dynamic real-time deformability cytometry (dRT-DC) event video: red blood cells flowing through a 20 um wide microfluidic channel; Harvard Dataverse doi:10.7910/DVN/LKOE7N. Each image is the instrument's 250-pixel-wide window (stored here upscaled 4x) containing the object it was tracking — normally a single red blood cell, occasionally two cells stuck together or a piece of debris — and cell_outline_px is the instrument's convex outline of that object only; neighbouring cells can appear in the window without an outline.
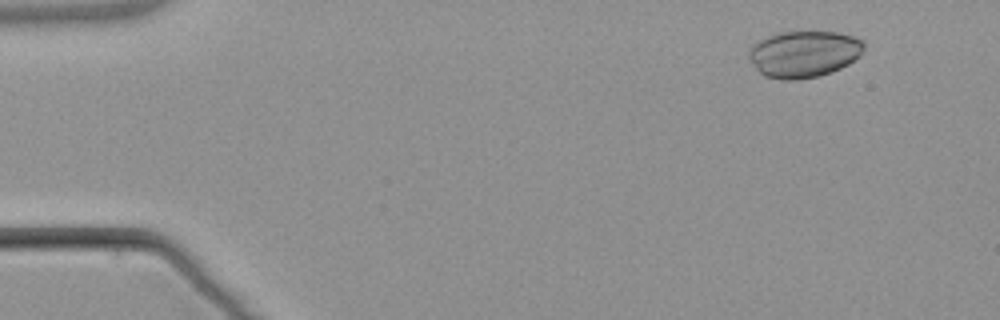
{"species": "common noctule bat (a hibernating species)", "species_latin": "Nyctalus noctula", "temperature_condition": "warm", "stored_images_in_passage": 4, "camera_frame_rate_fps": 3000, "um_per_image_px": 0.085, "animal": {"sex": "male", "body_mass_g": 21.5, "forearm_length_mm": 52.0}, "frame": {"image": 1, "passage_image": 1, "time_ms": 0.0, "image_size_px": [1000, 320], "cell_outline_px": [[864, 48], [860, 56], [848, 64], [832, 72], [816, 76], [796, 80], [784, 80], [764, 76], [756, 68], [748, 56], [748, 48], [756, 40], [780, 32], [836, 32], [852, 36], [864, 40]], "centroid_in_image_um": [68.31, 4.58], "position_along_channel_um": 16.7, "area_um2": 31.39}}